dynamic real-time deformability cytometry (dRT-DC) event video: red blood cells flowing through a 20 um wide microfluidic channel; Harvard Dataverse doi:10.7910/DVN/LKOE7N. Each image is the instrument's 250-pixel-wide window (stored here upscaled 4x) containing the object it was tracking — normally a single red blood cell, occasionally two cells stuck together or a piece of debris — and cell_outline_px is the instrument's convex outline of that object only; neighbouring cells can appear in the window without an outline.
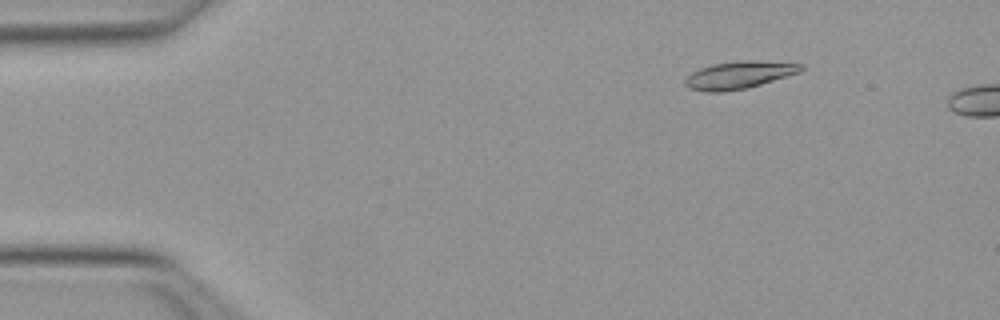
{"species": "Egyptian fruit bat (a non-hibernating species)", "species_latin": "Rousettus aegyptiacus", "temperature_condition": "warm", "stored_images_in_passage": 46, "camera_frame_rate_fps": 3000, "um_per_image_px": 0.085, "animal": {"sex": "female"}, "frame": {"image": 1, "passage_image": 5, "time_ms": 1.333, "image_size_px": [1000, 320], "cell_outline_px": [[804, 68], [800, 72], [748, 88], [720, 92], [708, 92], [688, 88], [684, 84], [684, 80], [692, 72], [700, 68], [712, 64], [740, 60], [756, 60], [804, 64]], "centroid_in_image_um": [62.82, 6.37], "position_along_channel_um": 22.2, "area_um2": 18.61}}
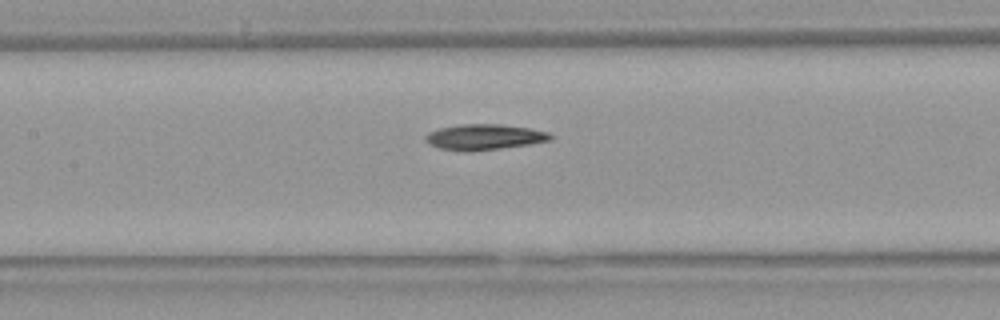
{"frame": {"image": 2, "passage_image": 22, "time_ms": 7.0, "image_size_px": [1000, 320], "cell_outline_px": [[552, 140], [528, 144], [500, 148], [468, 152], [440, 148], [428, 144], [424, 140], [424, 136], [428, 132], [440, 128], [460, 124], [500, 124], [532, 128], [548, 132], [552, 136]], "centroid_in_image_um": [41.14, 11.64], "position_along_channel_um": 166.3, "area_um2": 18.73}}
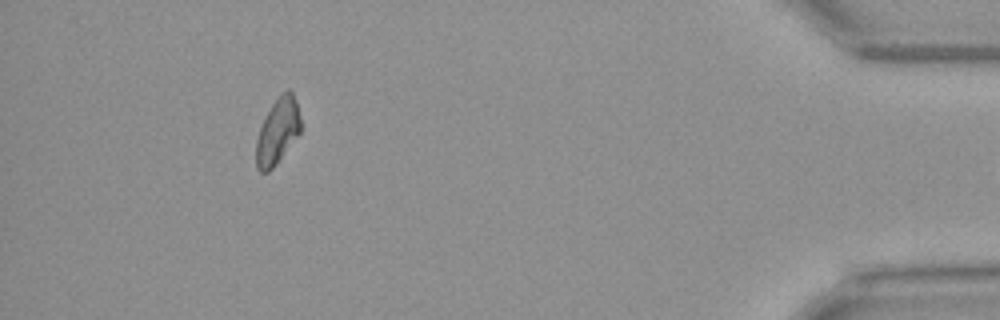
{"frame": {"image": 3, "passage_image": 45, "time_ms": 14.667, "image_size_px": [1000, 320], "cell_outline_px": [[300, 132], [276, 164], [268, 172], [260, 172], [256, 168], [256, 140], [260, 128], [272, 104], [288, 88], [292, 92], [296, 100], [300, 116]], "centroid_in_image_um": [23.59, 11.18], "position_along_channel_um": 411.6, "area_um2": 16.7}}